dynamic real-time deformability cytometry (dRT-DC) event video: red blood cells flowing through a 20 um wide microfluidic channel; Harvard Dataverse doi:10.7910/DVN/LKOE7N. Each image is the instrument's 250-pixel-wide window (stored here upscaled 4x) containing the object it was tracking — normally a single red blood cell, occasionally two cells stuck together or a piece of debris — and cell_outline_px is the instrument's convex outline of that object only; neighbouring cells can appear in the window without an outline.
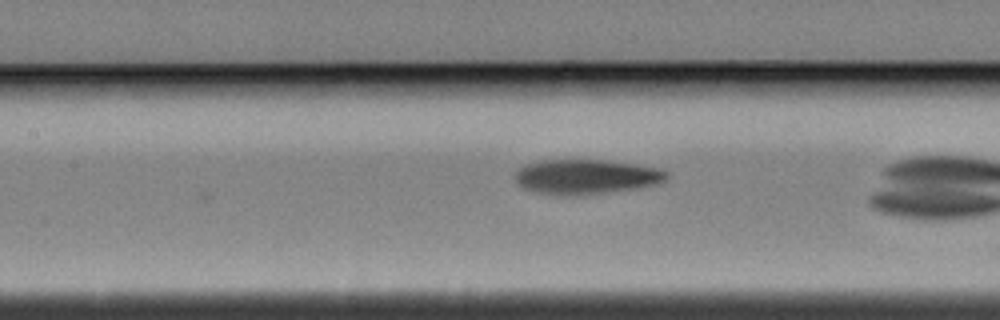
{"species": "Egyptian fruit bat (a non-hibernating species)", "species_latin": "Rousettus aegyptiacus", "temperature_condition": "cold", "stored_images_in_passage": 10, "camera_frame_rate_fps": 3000, "um_per_image_px": 0.085, "animal": {"sex": "female"}, "frame": {"image": 1, "passage_image": 8, "time_ms": 2.333, "image_size_px": [1000, 320], "cell_outline_px": [[668, 176], [664, 180], [656, 184], [636, 188], [600, 192], [540, 192], [524, 188], [516, 180], [516, 172], [524, 164], [540, 160], [604, 160], [660, 168], [668, 172]], "centroid_in_image_um": [49.86, 14.96], "position_along_channel_um": 157.5, "area_um2": 29.19}}